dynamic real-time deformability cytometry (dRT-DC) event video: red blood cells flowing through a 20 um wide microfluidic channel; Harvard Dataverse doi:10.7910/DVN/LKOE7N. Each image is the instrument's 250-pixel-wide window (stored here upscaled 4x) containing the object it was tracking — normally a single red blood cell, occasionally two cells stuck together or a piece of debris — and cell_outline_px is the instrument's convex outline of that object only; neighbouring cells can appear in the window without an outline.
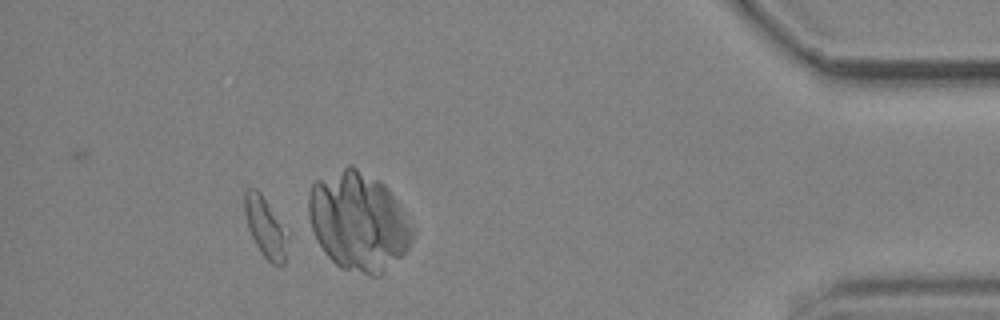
{"species": "common noctule bat (a hibernating species)", "species_latin": "Nyctalus noctula", "temperature_condition": "cold", "stored_images_in_passage": 51, "camera_frame_rate_fps": 3000, "um_per_image_px": 0.085, "animal": {"sex": "male", "body_mass_g": 19.2, "forearm_length_mm": 51.8}, "frame": {"image": 1, "passage_image": 48, "time_ms": 15.667, "image_size_px": [1000, 320], "cell_outline_px": [[292, 232], [284, 264], [280, 268], [272, 264], [260, 252], [248, 228], [244, 212], [244, 192], [248, 188], [256, 188], [260, 192]], "centroid_in_image_um": [22.65, 19.34], "position_along_channel_um": 412.5, "area_um2": 16.07}, "authors_computed_cell_mechanics": {"area_um2": 15.3748, "velocity_mm_per_s": 3.7461, "shape_relaxation_time_tau1_ms": 5.9175, "shape_relaxation_time_tau2_ms": 11.1453, "deformation_change_tau1": 0.1395, "deformation_change_tau2": 0.2173}}